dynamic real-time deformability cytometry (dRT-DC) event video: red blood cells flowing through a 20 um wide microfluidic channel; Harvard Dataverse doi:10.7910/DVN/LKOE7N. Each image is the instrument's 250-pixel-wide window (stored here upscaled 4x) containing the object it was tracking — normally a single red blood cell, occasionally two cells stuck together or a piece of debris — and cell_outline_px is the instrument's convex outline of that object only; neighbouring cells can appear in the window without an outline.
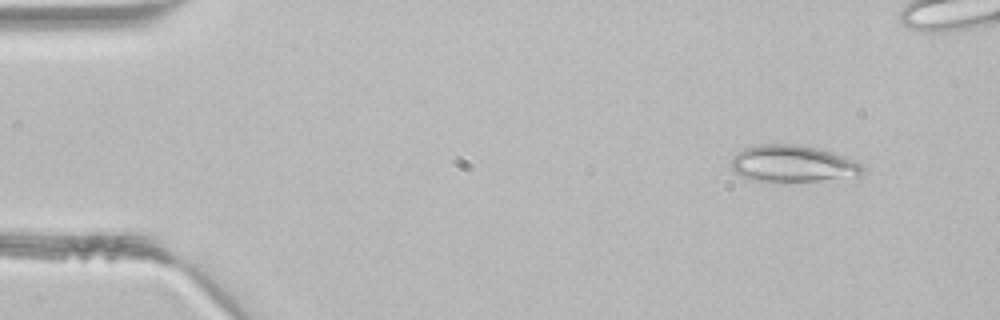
{"species": "common noctule bat (a hibernating species)", "species_latin": "Nyctalus noctula", "temperature_condition": "room temperature", "stored_images_in_passage": 3, "camera_frame_rate_fps": 3000, "um_per_image_px": 0.085, "animal": {"sex": "male", "body_mass_g": 21.5, "forearm_length_mm": 52.0}, "frame": {"image": 1, "passage_image": 1, "time_ms": 0.0, "image_size_px": [1000, 320], "cell_outline_px": [[864, 172], [856, 176], [816, 180], [752, 180], [740, 176], [728, 164], [732, 156], [736, 152], [744, 148], [760, 144], [796, 144], [820, 148], [832, 152], [852, 160], [860, 164], [864, 168]], "centroid_in_image_um": [67.31, 13.88], "position_along_channel_um": 17.7, "area_um2": 27.8}}